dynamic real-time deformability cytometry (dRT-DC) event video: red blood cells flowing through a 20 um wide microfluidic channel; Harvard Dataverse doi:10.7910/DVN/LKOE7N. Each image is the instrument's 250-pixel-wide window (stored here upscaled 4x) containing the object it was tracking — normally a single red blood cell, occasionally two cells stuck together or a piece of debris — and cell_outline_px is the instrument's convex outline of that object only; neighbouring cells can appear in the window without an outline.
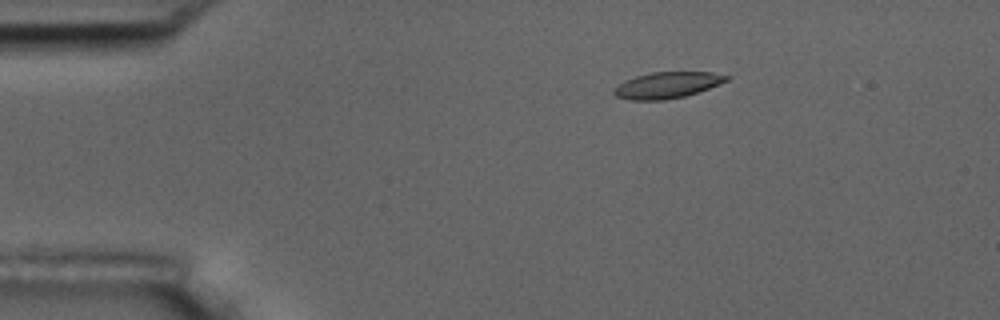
{"species": "common noctule bat (a hibernating species)", "species_latin": "Nyctalus noctula", "temperature_condition": "room temperature", "stored_images_in_passage": 47, "camera_frame_rate_fps": 3000, "um_per_image_px": 0.085, "animal": {"sex": "male", "body_mass_g": 17.5, "forearm_length_mm": 52.3}, "frame": {"image": 1, "passage_image": 1, "time_ms": 0.0, "image_size_px": [1000, 320], "cell_outline_px": [[732, 76], [728, 80], [708, 88], [684, 96], [664, 100], [632, 100], [616, 96], [612, 92], [612, 88], [624, 80], [636, 76], [652, 72], [712, 72]], "centroid_in_image_um": [56.67, 7.23], "position_along_channel_um": 28.3, "area_um2": 17.17}}
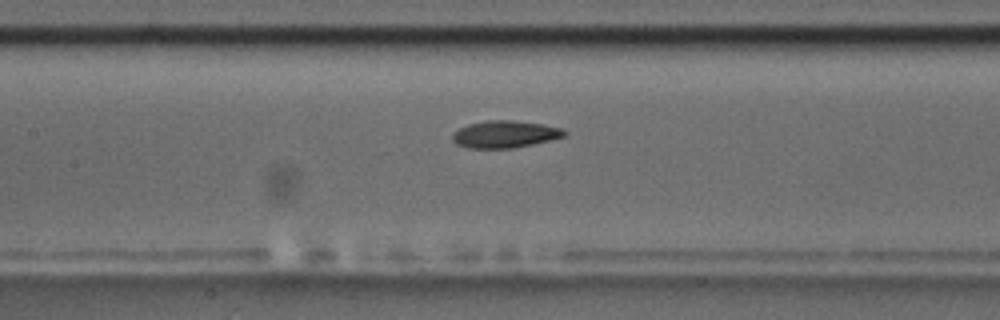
{"frame": {"image": 2, "passage_image": 17, "time_ms": 5.333, "image_size_px": [1000, 320], "cell_outline_px": [[568, 132], [564, 136], [532, 144], [512, 148], [468, 148], [456, 144], [452, 140], [452, 132], [468, 124], [488, 120], [512, 120], [544, 124], [564, 128]], "centroid_in_image_um": [42.91, 11.4], "position_along_channel_um": 164.5, "area_um2": 17.74}}
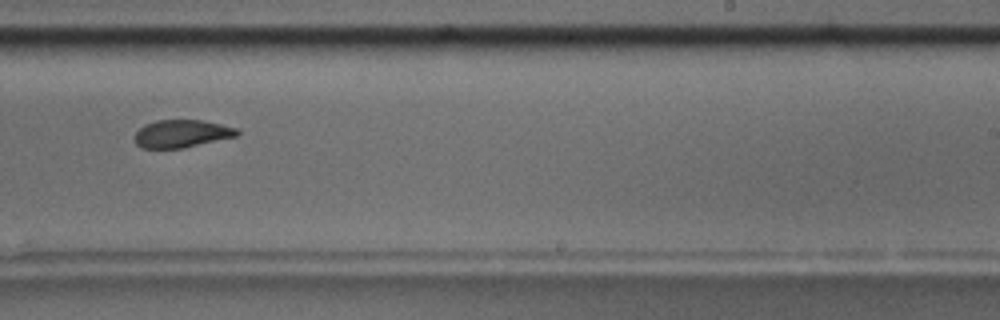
{"frame": {"image": 3, "passage_image": 26, "time_ms": 8.333, "image_size_px": [1000, 320], "cell_outline_px": [[240, 132], [236, 136], [184, 148], [140, 148], [136, 144], [136, 132], [144, 124], [156, 120], [204, 120], [236, 128]], "centroid_in_image_um": [15.43, 11.36], "position_along_channel_um": 273.6, "area_um2": 16.47}, "authors_computed_cell_mechanics": {"area_um2": 18.0914, "velocity_mm_per_s": 3.6557, "shape_relaxation_time_tau1_ms": 8.7189, "shape_relaxation_time_tau2_ms": 1.3332, "deformation_change_tau1": 0.2088, "deformation_change_tau2": 0.0691}}